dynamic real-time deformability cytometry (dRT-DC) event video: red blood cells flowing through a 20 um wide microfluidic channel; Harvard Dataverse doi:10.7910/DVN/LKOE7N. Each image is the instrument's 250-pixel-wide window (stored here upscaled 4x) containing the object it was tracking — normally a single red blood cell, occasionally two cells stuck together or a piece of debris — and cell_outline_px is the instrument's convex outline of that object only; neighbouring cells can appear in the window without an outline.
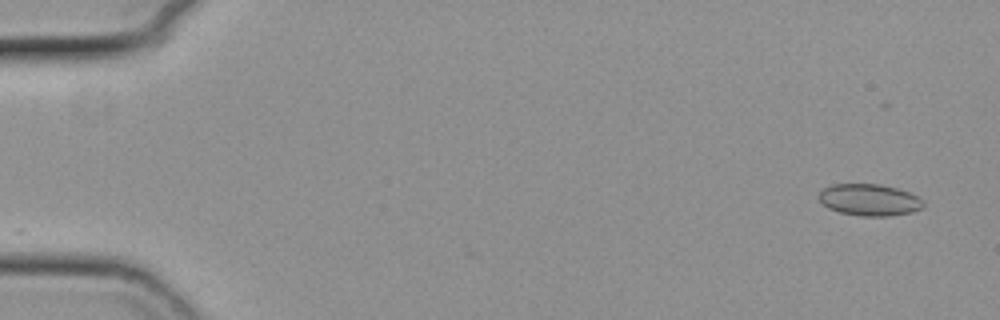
{"species": "common noctule bat (a hibernating species)", "species_latin": "Nyctalus noctula", "temperature_condition": "cold", "stored_images_in_passage": 56, "camera_frame_rate_fps": 3000, "um_per_image_px": 0.085, "animal": {"sex": "female", "body_mass_g": 19.3, "forearm_length_mm": 54.1}, "frame": {"image": 1, "passage_image": 2, "time_ms": 0.333, "image_size_px": [1000, 320], "cell_outline_px": [[924, 208], [912, 212], [888, 216], [860, 216], [840, 212], [828, 208], [816, 196], [824, 188], [832, 184], [880, 184], [896, 188], [908, 192], [924, 200]], "centroid_in_image_um": [73.9, 16.99], "position_along_channel_um": 11.1, "area_um2": 19.36}}
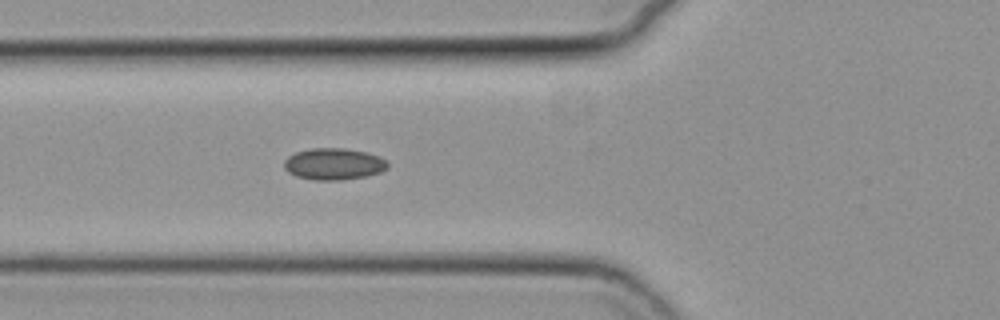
{"frame": {"image": 2, "passage_image": 21, "time_ms": 6.667, "image_size_px": [1000, 320], "cell_outline_px": [[388, 168], [380, 172], [368, 176], [340, 180], [312, 180], [296, 176], [288, 172], [284, 168], [284, 160], [288, 156], [296, 152], [312, 148], [344, 148], [364, 152], [380, 156], [388, 160]], "centroid_in_image_um": [28.38, 13.94], "position_along_channel_um": 97.4, "area_um2": 19.25}}
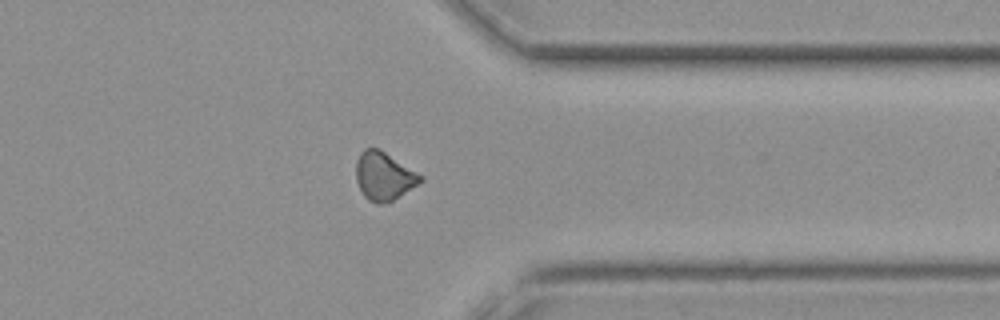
{"frame": {"image": 3, "passage_image": 44, "time_ms": 14.333, "image_size_px": [1000, 320], "cell_outline_px": [[424, 180], [388, 204], [376, 204], [368, 200], [364, 196], [356, 180], [356, 160], [360, 152], [364, 148], [376, 148], [384, 152], [424, 176]], "centroid_in_image_um": [32.63, 15.0], "position_along_channel_um": 378.8, "area_um2": 18.15}, "authors_computed_cell_mechanics": {"area_um2": 18.0336, "velocity_mm_per_s": 3.7289, "shape_relaxation_time_tau1_ms": null, "shape_relaxation_time_tau2_ms": 5.8818, "deformation_change_tau1": null, "deformation_change_tau2": 0.1167}}